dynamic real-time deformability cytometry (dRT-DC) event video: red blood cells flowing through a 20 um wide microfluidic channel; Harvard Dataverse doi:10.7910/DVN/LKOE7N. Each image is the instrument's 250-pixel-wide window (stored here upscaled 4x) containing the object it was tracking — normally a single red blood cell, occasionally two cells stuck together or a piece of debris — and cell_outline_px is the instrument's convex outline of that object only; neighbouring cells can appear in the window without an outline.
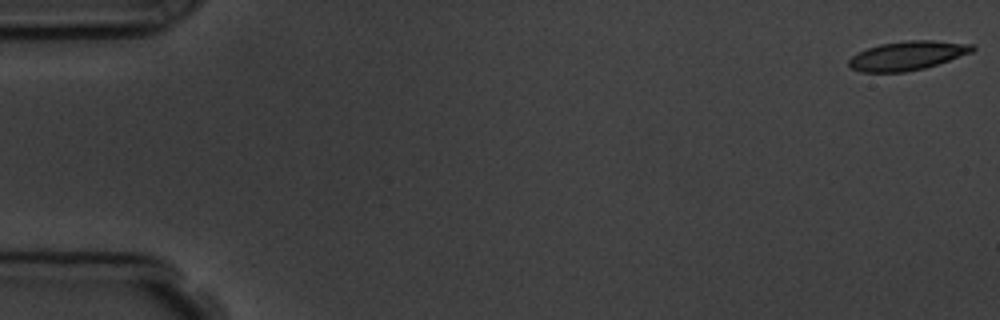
{"species": "common noctule bat (a hibernating species)", "species_latin": "Nyctalus noctula", "temperature_condition": "room temperature", "stored_images_in_passage": 6, "camera_frame_rate_fps": 3000, "um_per_image_px": 0.085, "animal": {"sex": "male", "body_mass_g": 19.5, "forearm_length_mm": 54.6}, "frame": {"image": 1, "passage_image": 1, "time_ms": 0.0, "image_size_px": [1000, 320], "cell_outline_px": [[976, 48], [972, 52], [924, 68], [904, 72], [860, 72], [852, 68], [848, 64], [848, 60], [852, 56], [868, 48], [880, 44], [908, 40], [932, 40], [976, 44]], "centroid_in_image_um": [77.14, 4.72], "position_along_channel_um": 7.9, "area_um2": 20.75}}
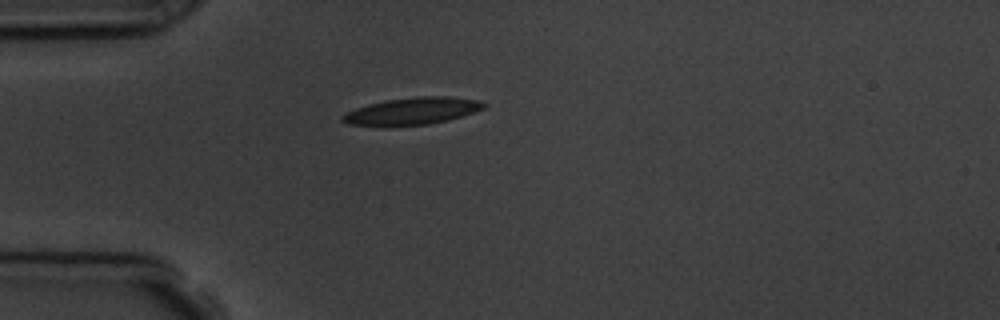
{"frame": {"image": 2, "passage_image": 5, "time_ms": 4.667, "image_size_px": [1000, 320], "cell_outline_px": [[488, 104], [484, 108], [448, 120], [428, 124], [392, 128], [384, 128], [348, 124], [340, 120], [340, 116], [356, 108], [384, 100], [416, 96], [448, 96], [480, 100]], "centroid_in_image_um": [34.98, 9.47], "position_along_channel_um": 50.0, "area_um2": 22.95}}